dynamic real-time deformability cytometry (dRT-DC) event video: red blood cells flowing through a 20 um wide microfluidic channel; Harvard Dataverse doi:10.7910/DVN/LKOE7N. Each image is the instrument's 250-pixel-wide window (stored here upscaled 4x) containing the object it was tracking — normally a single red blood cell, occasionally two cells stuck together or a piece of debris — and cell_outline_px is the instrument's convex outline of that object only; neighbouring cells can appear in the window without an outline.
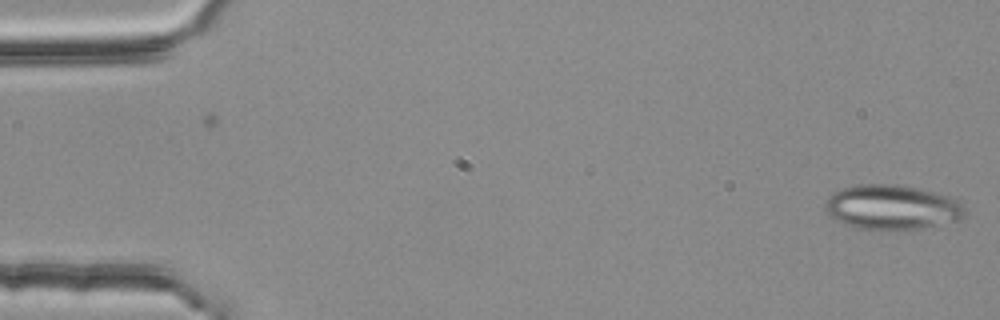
{"species": "common noctule bat (a hibernating species)", "species_latin": "Nyctalus noctula", "temperature_condition": "room temperature", "stored_images_in_passage": 5, "segment_of_instrument_passage": [2, 2], "camera_frame_rate_fps": 3000, "um_per_image_px": 0.085, "animal": {"sex": "female", "body_mass_g": 25.1}, "frame": {"image": 1, "passage_image": 5, "time_ms": 1.333, "image_size_px": [1000, 320], "cell_outline_px": [[968, 212], [964, 216], [956, 220], [920, 228], [896, 232], [888, 232], [856, 228], [844, 224], [836, 220], [824, 208], [824, 204], [828, 196], [844, 188], [860, 184], [892, 184], [916, 188], [948, 196], [956, 200]], "centroid_in_image_um": [75.78, 17.65], "position_along_channel_um": 9.2, "area_um2": 36.53}}